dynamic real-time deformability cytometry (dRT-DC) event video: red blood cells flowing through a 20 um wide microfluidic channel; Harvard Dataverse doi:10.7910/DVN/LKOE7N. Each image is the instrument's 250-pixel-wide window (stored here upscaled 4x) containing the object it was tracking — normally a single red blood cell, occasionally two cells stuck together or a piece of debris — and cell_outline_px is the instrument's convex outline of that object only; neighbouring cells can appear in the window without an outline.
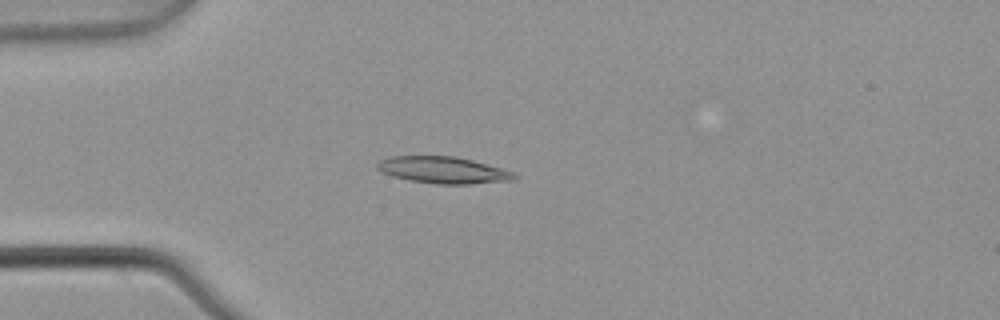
{"species": "common noctule bat (a hibernating species)", "species_latin": "Nyctalus noctula", "temperature_condition": "warm", "stored_images_in_passage": 2, "camera_frame_rate_fps": 3000, "um_per_image_px": 0.085, "animal": {"sex": "male", "body_mass_g": 21.5, "forearm_length_mm": 52.0}, "frame": {"image": 1, "passage_image": 2, "time_ms": 0.333, "image_size_px": [1000, 320], "cell_outline_px": [[516, 176], [512, 180], [468, 184], [436, 184], [408, 180], [392, 176], [380, 172], [376, 168], [376, 164], [380, 160], [392, 156], [456, 156], [472, 160], [500, 168], [512, 172]], "centroid_in_image_um": [37.59, 14.45], "position_along_channel_um": 47.4, "area_um2": 21.21}}